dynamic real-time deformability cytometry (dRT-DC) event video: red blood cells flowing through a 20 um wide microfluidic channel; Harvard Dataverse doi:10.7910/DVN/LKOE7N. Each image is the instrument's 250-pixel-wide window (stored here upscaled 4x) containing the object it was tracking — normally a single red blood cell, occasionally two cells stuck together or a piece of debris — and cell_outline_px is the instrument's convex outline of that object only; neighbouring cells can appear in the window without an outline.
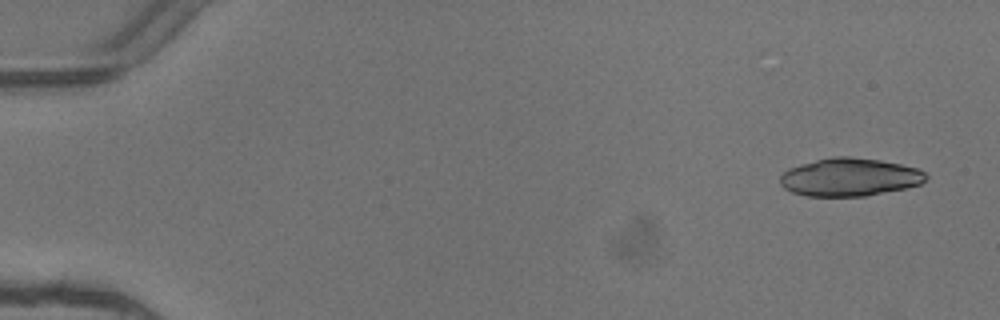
{"species": "common noctule bat (a hibernating species)", "species_latin": "Nyctalus noctula", "temperature_condition": "warm", "stored_images_in_passage": 4, "camera_frame_rate_fps": 3000, "um_per_image_px": 0.085, "animal": {"sex": "female"}, "frame": {"image": 1, "passage_image": 1, "time_ms": 0.0, "image_size_px": [1000, 320], "cell_outline_px": [[928, 176], [920, 184], [904, 188], [864, 196], [808, 196], [792, 192], [784, 188], [780, 184], [780, 176], [788, 168], [800, 164], [832, 156], [848, 156], [880, 160], [900, 164], [916, 168], [924, 172]], "centroid_in_image_um": [72.18, 15.05], "position_along_channel_um": 12.8, "area_um2": 32.14}}